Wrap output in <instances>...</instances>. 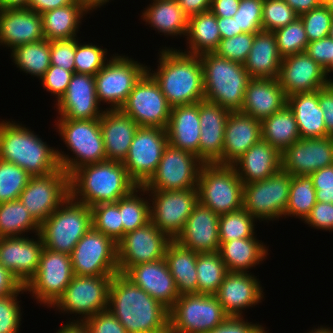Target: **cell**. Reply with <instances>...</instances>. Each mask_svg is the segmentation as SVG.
Listing matches in <instances>:
<instances>
[{"label": "cell", "instance_id": "obj_1", "mask_svg": "<svg viewBox=\"0 0 333 333\" xmlns=\"http://www.w3.org/2000/svg\"><path fill=\"white\" fill-rule=\"evenodd\" d=\"M108 309L127 333L169 332V309L123 273L118 272L112 277Z\"/></svg>", "mask_w": 333, "mask_h": 333}, {"label": "cell", "instance_id": "obj_2", "mask_svg": "<svg viewBox=\"0 0 333 333\" xmlns=\"http://www.w3.org/2000/svg\"><path fill=\"white\" fill-rule=\"evenodd\" d=\"M163 48V49H162ZM158 53V68L147 72L159 84L171 107L204 100L203 69L199 55L181 49L162 47Z\"/></svg>", "mask_w": 333, "mask_h": 333}, {"label": "cell", "instance_id": "obj_3", "mask_svg": "<svg viewBox=\"0 0 333 333\" xmlns=\"http://www.w3.org/2000/svg\"><path fill=\"white\" fill-rule=\"evenodd\" d=\"M136 187L123 163L117 161L87 164L70 175V196L89 207L117 202Z\"/></svg>", "mask_w": 333, "mask_h": 333}, {"label": "cell", "instance_id": "obj_4", "mask_svg": "<svg viewBox=\"0 0 333 333\" xmlns=\"http://www.w3.org/2000/svg\"><path fill=\"white\" fill-rule=\"evenodd\" d=\"M43 141L20 122L0 121V160L18 165L31 176H43L60 169L57 148Z\"/></svg>", "mask_w": 333, "mask_h": 333}, {"label": "cell", "instance_id": "obj_5", "mask_svg": "<svg viewBox=\"0 0 333 333\" xmlns=\"http://www.w3.org/2000/svg\"><path fill=\"white\" fill-rule=\"evenodd\" d=\"M204 100L230 111H240L251 79L244 64L227 60L214 52L200 54Z\"/></svg>", "mask_w": 333, "mask_h": 333}, {"label": "cell", "instance_id": "obj_6", "mask_svg": "<svg viewBox=\"0 0 333 333\" xmlns=\"http://www.w3.org/2000/svg\"><path fill=\"white\" fill-rule=\"evenodd\" d=\"M55 129L67 150L69 156L62 149L57 148L60 168L69 176L79 167L107 160L105 153L100 119L72 120L56 119Z\"/></svg>", "mask_w": 333, "mask_h": 333}, {"label": "cell", "instance_id": "obj_7", "mask_svg": "<svg viewBox=\"0 0 333 333\" xmlns=\"http://www.w3.org/2000/svg\"><path fill=\"white\" fill-rule=\"evenodd\" d=\"M91 227V208L69 196L40 224L39 235L45 248L70 255Z\"/></svg>", "mask_w": 333, "mask_h": 333}, {"label": "cell", "instance_id": "obj_8", "mask_svg": "<svg viewBox=\"0 0 333 333\" xmlns=\"http://www.w3.org/2000/svg\"><path fill=\"white\" fill-rule=\"evenodd\" d=\"M244 184L232 165L203 164L198 177V201L221 215L243 208Z\"/></svg>", "mask_w": 333, "mask_h": 333}, {"label": "cell", "instance_id": "obj_9", "mask_svg": "<svg viewBox=\"0 0 333 333\" xmlns=\"http://www.w3.org/2000/svg\"><path fill=\"white\" fill-rule=\"evenodd\" d=\"M228 317L215 295H179L169 309V332L208 333Z\"/></svg>", "mask_w": 333, "mask_h": 333}, {"label": "cell", "instance_id": "obj_10", "mask_svg": "<svg viewBox=\"0 0 333 333\" xmlns=\"http://www.w3.org/2000/svg\"><path fill=\"white\" fill-rule=\"evenodd\" d=\"M114 275L77 276L51 307L63 314H74L71 321L84 322L108 308L109 288ZM81 315V316H80Z\"/></svg>", "mask_w": 333, "mask_h": 333}, {"label": "cell", "instance_id": "obj_11", "mask_svg": "<svg viewBox=\"0 0 333 333\" xmlns=\"http://www.w3.org/2000/svg\"><path fill=\"white\" fill-rule=\"evenodd\" d=\"M147 67L129 56L113 54L94 76L98 102L110 104L109 109H120Z\"/></svg>", "mask_w": 333, "mask_h": 333}, {"label": "cell", "instance_id": "obj_12", "mask_svg": "<svg viewBox=\"0 0 333 333\" xmlns=\"http://www.w3.org/2000/svg\"><path fill=\"white\" fill-rule=\"evenodd\" d=\"M291 177L289 172L280 168L264 180L244 184L243 208L260 222H273L284 217Z\"/></svg>", "mask_w": 333, "mask_h": 333}, {"label": "cell", "instance_id": "obj_13", "mask_svg": "<svg viewBox=\"0 0 333 333\" xmlns=\"http://www.w3.org/2000/svg\"><path fill=\"white\" fill-rule=\"evenodd\" d=\"M73 277L70 255L44 247L38 270L25 289L31 293L36 303L51 309Z\"/></svg>", "mask_w": 333, "mask_h": 333}, {"label": "cell", "instance_id": "obj_14", "mask_svg": "<svg viewBox=\"0 0 333 333\" xmlns=\"http://www.w3.org/2000/svg\"><path fill=\"white\" fill-rule=\"evenodd\" d=\"M74 275H115L119 272L117 243L93 227L78 241L70 254Z\"/></svg>", "mask_w": 333, "mask_h": 333}, {"label": "cell", "instance_id": "obj_15", "mask_svg": "<svg viewBox=\"0 0 333 333\" xmlns=\"http://www.w3.org/2000/svg\"><path fill=\"white\" fill-rule=\"evenodd\" d=\"M203 164L195 154L168 143L155 174L143 187L159 191L197 188Z\"/></svg>", "mask_w": 333, "mask_h": 333}, {"label": "cell", "instance_id": "obj_16", "mask_svg": "<svg viewBox=\"0 0 333 333\" xmlns=\"http://www.w3.org/2000/svg\"><path fill=\"white\" fill-rule=\"evenodd\" d=\"M168 144L166 129L139 127L134 135L125 160L122 162L129 177L144 186L155 174Z\"/></svg>", "mask_w": 333, "mask_h": 333}, {"label": "cell", "instance_id": "obj_17", "mask_svg": "<svg viewBox=\"0 0 333 333\" xmlns=\"http://www.w3.org/2000/svg\"><path fill=\"white\" fill-rule=\"evenodd\" d=\"M151 222L171 239L183 230L198 201L197 188L174 191L147 190Z\"/></svg>", "mask_w": 333, "mask_h": 333}, {"label": "cell", "instance_id": "obj_18", "mask_svg": "<svg viewBox=\"0 0 333 333\" xmlns=\"http://www.w3.org/2000/svg\"><path fill=\"white\" fill-rule=\"evenodd\" d=\"M70 196V176L62 169L32 176L19 200L33 218L43 223Z\"/></svg>", "mask_w": 333, "mask_h": 333}, {"label": "cell", "instance_id": "obj_19", "mask_svg": "<svg viewBox=\"0 0 333 333\" xmlns=\"http://www.w3.org/2000/svg\"><path fill=\"white\" fill-rule=\"evenodd\" d=\"M120 109L139 127L164 129L167 127L171 112V106L161 92L159 84L148 72L135 84Z\"/></svg>", "mask_w": 333, "mask_h": 333}, {"label": "cell", "instance_id": "obj_20", "mask_svg": "<svg viewBox=\"0 0 333 333\" xmlns=\"http://www.w3.org/2000/svg\"><path fill=\"white\" fill-rule=\"evenodd\" d=\"M172 239L151 221L126 233L117 242V260L120 273L140 263L163 259Z\"/></svg>", "mask_w": 333, "mask_h": 333}, {"label": "cell", "instance_id": "obj_21", "mask_svg": "<svg viewBox=\"0 0 333 333\" xmlns=\"http://www.w3.org/2000/svg\"><path fill=\"white\" fill-rule=\"evenodd\" d=\"M333 164V136L300 138L281 153V168L292 176H310Z\"/></svg>", "mask_w": 333, "mask_h": 333}, {"label": "cell", "instance_id": "obj_22", "mask_svg": "<svg viewBox=\"0 0 333 333\" xmlns=\"http://www.w3.org/2000/svg\"><path fill=\"white\" fill-rule=\"evenodd\" d=\"M27 236L0 238V264L24 287L35 276L44 248L39 234Z\"/></svg>", "mask_w": 333, "mask_h": 333}, {"label": "cell", "instance_id": "obj_23", "mask_svg": "<svg viewBox=\"0 0 333 333\" xmlns=\"http://www.w3.org/2000/svg\"><path fill=\"white\" fill-rule=\"evenodd\" d=\"M96 94L95 78L89 74L74 73L64 96L55 103L57 119H100L105 111Z\"/></svg>", "mask_w": 333, "mask_h": 333}, {"label": "cell", "instance_id": "obj_24", "mask_svg": "<svg viewBox=\"0 0 333 333\" xmlns=\"http://www.w3.org/2000/svg\"><path fill=\"white\" fill-rule=\"evenodd\" d=\"M251 273L228 272L218 288L215 297L229 317H243L246 308L264 299L261 281Z\"/></svg>", "mask_w": 333, "mask_h": 333}, {"label": "cell", "instance_id": "obj_25", "mask_svg": "<svg viewBox=\"0 0 333 333\" xmlns=\"http://www.w3.org/2000/svg\"><path fill=\"white\" fill-rule=\"evenodd\" d=\"M277 80L286 97L316 91L330 83L325 69L305 52L284 57Z\"/></svg>", "mask_w": 333, "mask_h": 333}, {"label": "cell", "instance_id": "obj_26", "mask_svg": "<svg viewBox=\"0 0 333 333\" xmlns=\"http://www.w3.org/2000/svg\"><path fill=\"white\" fill-rule=\"evenodd\" d=\"M230 112L210 101H199V159L204 164L222 165L224 133Z\"/></svg>", "mask_w": 333, "mask_h": 333}, {"label": "cell", "instance_id": "obj_27", "mask_svg": "<svg viewBox=\"0 0 333 333\" xmlns=\"http://www.w3.org/2000/svg\"><path fill=\"white\" fill-rule=\"evenodd\" d=\"M219 216L198 202L174 240L197 253L218 252Z\"/></svg>", "mask_w": 333, "mask_h": 333}, {"label": "cell", "instance_id": "obj_28", "mask_svg": "<svg viewBox=\"0 0 333 333\" xmlns=\"http://www.w3.org/2000/svg\"><path fill=\"white\" fill-rule=\"evenodd\" d=\"M123 274L168 309L179 297L175 280L164 258L129 267Z\"/></svg>", "mask_w": 333, "mask_h": 333}, {"label": "cell", "instance_id": "obj_29", "mask_svg": "<svg viewBox=\"0 0 333 333\" xmlns=\"http://www.w3.org/2000/svg\"><path fill=\"white\" fill-rule=\"evenodd\" d=\"M43 39L42 17L38 12L28 8L0 9L1 46L11 51L16 46Z\"/></svg>", "mask_w": 333, "mask_h": 333}, {"label": "cell", "instance_id": "obj_30", "mask_svg": "<svg viewBox=\"0 0 333 333\" xmlns=\"http://www.w3.org/2000/svg\"><path fill=\"white\" fill-rule=\"evenodd\" d=\"M104 109L100 128L107 160L123 162L139 125L121 109Z\"/></svg>", "mask_w": 333, "mask_h": 333}, {"label": "cell", "instance_id": "obj_31", "mask_svg": "<svg viewBox=\"0 0 333 333\" xmlns=\"http://www.w3.org/2000/svg\"><path fill=\"white\" fill-rule=\"evenodd\" d=\"M261 139V121L240 111H231L225 127L222 165H232Z\"/></svg>", "mask_w": 333, "mask_h": 333}, {"label": "cell", "instance_id": "obj_32", "mask_svg": "<svg viewBox=\"0 0 333 333\" xmlns=\"http://www.w3.org/2000/svg\"><path fill=\"white\" fill-rule=\"evenodd\" d=\"M286 104L287 97L276 78H251L240 112L262 121L281 110Z\"/></svg>", "mask_w": 333, "mask_h": 333}, {"label": "cell", "instance_id": "obj_33", "mask_svg": "<svg viewBox=\"0 0 333 333\" xmlns=\"http://www.w3.org/2000/svg\"><path fill=\"white\" fill-rule=\"evenodd\" d=\"M199 102L171 107L166 127L168 143L199 158Z\"/></svg>", "mask_w": 333, "mask_h": 333}, {"label": "cell", "instance_id": "obj_34", "mask_svg": "<svg viewBox=\"0 0 333 333\" xmlns=\"http://www.w3.org/2000/svg\"><path fill=\"white\" fill-rule=\"evenodd\" d=\"M232 166L243 184L264 180L281 168V153L261 139L251 146Z\"/></svg>", "mask_w": 333, "mask_h": 333}, {"label": "cell", "instance_id": "obj_35", "mask_svg": "<svg viewBox=\"0 0 333 333\" xmlns=\"http://www.w3.org/2000/svg\"><path fill=\"white\" fill-rule=\"evenodd\" d=\"M282 60L275 34L261 30L255 34L244 67L251 78L277 79Z\"/></svg>", "mask_w": 333, "mask_h": 333}, {"label": "cell", "instance_id": "obj_36", "mask_svg": "<svg viewBox=\"0 0 333 333\" xmlns=\"http://www.w3.org/2000/svg\"><path fill=\"white\" fill-rule=\"evenodd\" d=\"M218 253L228 272L239 273H250L248 269L255 268L256 265L264 262L269 255L268 247L262 240H258L256 235L220 242Z\"/></svg>", "mask_w": 333, "mask_h": 333}, {"label": "cell", "instance_id": "obj_37", "mask_svg": "<svg viewBox=\"0 0 333 333\" xmlns=\"http://www.w3.org/2000/svg\"><path fill=\"white\" fill-rule=\"evenodd\" d=\"M287 105L294 114L300 138L326 137L319 90L293 94L287 97Z\"/></svg>", "mask_w": 333, "mask_h": 333}, {"label": "cell", "instance_id": "obj_38", "mask_svg": "<svg viewBox=\"0 0 333 333\" xmlns=\"http://www.w3.org/2000/svg\"><path fill=\"white\" fill-rule=\"evenodd\" d=\"M151 4L144 8L142 15L145 24L160 35L174 38L185 37L188 29V16L180 8L177 0H151Z\"/></svg>", "mask_w": 333, "mask_h": 333}, {"label": "cell", "instance_id": "obj_39", "mask_svg": "<svg viewBox=\"0 0 333 333\" xmlns=\"http://www.w3.org/2000/svg\"><path fill=\"white\" fill-rule=\"evenodd\" d=\"M164 259L173 276L179 295L197 294V252L172 239Z\"/></svg>", "mask_w": 333, "mask_h": 333}, {"label": "cell", "instance_id": "obj_40", "mask_svg": "<svg viewBox=\"0 0 333 333\" xmlns=\"http://www.w3.org/2000/svg\"><path fill=\"white\" fill-rule=\"evenodd\" d=\"M89 14L76 0L64 7L46 11L41 15L44 38L48 41L77 37L82 20Z\"/></svg>", "mask_w": 333, "mask_h": 333}, {"label": "cell", "instance_id": "obj_41", "mask_svg": "<svg viewBox=\"0 0 333 333\" xmlns=\"http://www.w3.org/2000/svg\"><path fill=\"white\" fill-rule=\"evenodd\" d=\"M185 38L188 46L181 50L184 53L200 55L214 52L221 41L217 17L210 10L190 16Z\"/></svg>", "mask_w": 333, "mask_h": 333}, {"label": "cell", "instance_id": "obj_42", "mask_svg": "<svg viewBox=\"0 0 333 333\" xmlns=\"http://www.w3.org/2000/svg\"><path fill=\"white\" fill-rule=\"evenodd\" d=\"M262 139L280 153L300 140L297 122L286 104L281 110L261 121Z\"/></svg>", "mask_w": 333, "mask_h": 333}, {"label": "cell", "instance_id": "obj_43", "mask_svg": "<svg viewBox=\"0 0 333 333\" xmlns=\"http://www.w3.org/2000/svg\"><path fill=\"white\" fill-rule=\"evenodd\" d=\"M39 230L40 224L19 199L0 203V238L24 236L28 232L37 235Z\"/></svg>", "mask_w": 333, "mask_h": 333}, {"label": "cell", "instance_id": "obj_44", "mask_svg": "<svg viewBox=\"0 0 333 333\" xmlns=\"http://www.w3.org/2000/svg\"><path fill=\"white\" fill-rule=\"evenodd\" d=\"M12 62L31 76L40 79L50 67V41L43 39L34 43L16 46L10 51Z\"/></svg>", "mask_w": 333, "mask_h": 333}, {"label": "cell", "instance_id": "obj_45", "mask_svg": "<svg viewBox=\"0 0 333 333\" xmlns=\"http://www.w3.org/2000/svg\"><path fill=\"white\" fill-rule=\"evenodd\" d=\"M147 197V190L143 186H138L127 196L118 200L121 222L123 223V236L151 221V204L150 201H148L150 200L149 197Z\"/></svg>", "mask_w": 333, "mask_h": 333}, {"label": "cell", "instance_id": "obj_46", "mask_svg": "<svg viewBox=\"0 0 333 333\" xmlns=\"http://www.w3.org/2000/svg\"><path fill=\"white\" fill-rule=\"evenodd\" d=\"M197 294L215 295L228 270L218 252L197 253Z\"/></svg>", "mask_w": 333, "mask_h": 333}, {"label": "cell", "instance_id": "obj_47", "mask_svg": "<svg viewBox=\"0 0 333 333\" xmlns=\"http://www.w3.org/2000/svg\"><path fill=\"white\" fill-rule=\"evenodd\" d=\"M315 204L316 190L310 176H292L284 219L294 217L304 221Z\"/></svg>", "mask_w": 333, "mask_h": 333}, {"label": "cell", "instance_id": "obj_48", "mask_svg": "<svg viewBox=\"0 0 333 333\" xmlns=\"http://www.w3.org/2000/svg\"><path fill=\"white\" fill-rule=\"evenodd\" d=\"M255 221L244 208L240 210L221 214L219 216V239L220 242L249 238L255 236Z\"/></svg>", "mask_w": 333, "mask_h": 333}, {"label": "cell", "instance_id": "obj_49", "mask_svg": "<svg viewBox=\"0 0 333 333\" xmlns=\"http://www.w3.org/2000/svg\"><path fill=\"white\" fill-rule=\"evenodd\" d=\"M90 208L92 213V227L109 236L117 243L123 237V223L121 222L118 201L102 203Z\"/></svg>", "mask_w": 333, "mask_h": 333}, {"label": "cell", "instance_id": "obj_50", "mask_svg": "<svg viewBox=\"0 0 333 333\" xmlns=\"http://www.w3.org/2000/svg\"><path fill=\"white\" fill-rule=\"evenodd\" d=\"M31 177L18 165L0 160V203L18 200Z\"/></svg>", "mask_w": 333, "mask_h": 333}, {"label": "cell", "instance_id": "obj_51", "mask_svg": "<svg viewBox=\"0 0 333 333\" xmlns=\"http://www.w3.org/2000/svg\"><path fill=\"white\" fill-rule=\"evenodd\" d=\"M282 58L305 52L309 43L303 22L300 17L285 27L273 32Z\"/></svg>", "mask_w": 333, "mask_h": 333}, {"label": "cell", "instance_id": "obj_52", "mask_svg": "<svg viewBox=\"0 0 333 333\" xmlns=\"http://www.w3.org/2000/svg\"><path fill=\"white\" fill-rule=\"evenodd\" d=\"M78 38L76 37V53L74 57L75 72L95 76L110 59L109 55H107L108 50L93 43H81Z\"/></svg>", "mask_w": 333, "mask_h": 333}, {"label": "cell", "instance_id": "obj_53", "mask_svg": "<svg viewBox=\"0 0 333 333\" xmlns=\"http://www.w3.org/2000/svg\"><path fill=\"white\" fill-rule=\"evenodd\" d=\"M299 16L284 0H264L262 29L274 32L293 22Z\"/></svg>", "mask_w": 333, "mask_h": 333}, {"label": "cell", "instance_id": "obj_54", "mask_svg": "<svg viewBox=\"0 0 333 333\" xmlns=\"http://www.w3.org/2000/svg\"><path fill=\"white\" fill-rule=\"evenodd\" d=\"M264 0H240L239 8L233 16L237 24V35L256 34L262 29V9Z\"/></svg>", "mask_w": 333, "mask_h": 333}, {"label": "cell", "instance_id": "obj_55", "mask_svg": "<svg viewBox=\"0 0 333 333\" xmlns=\"http://www.w3.org/2000/svg\"><path fill=\"white\" fill-rule=\"evenodd\" d=\"M299 17L309 42L329 36L333 13L324 3Z\"/></svg>", "mask_w": 333, "mask_h": 333}, {"label": "cell", "instance_id": "obj_56", "mask_svg": "<svg viewBox=\"0 0 333 333\" xmlns=\"http://www.w3.org/2000/svg\"><path fill=\"white\" fill-rule=\"evenodd\" d=\"M254 38L255 34L253 33H242L232 38L221 39L214 53L227 60L244 64L252 48Z\"/></svg>", "mask_w": 333, "mask_h": 333}, {"label": "cell", "instance_id": "obj_57", "mask_svg": "<svg viewBox=\"0 0 333 333\" xmlns=\"http://www.w3.org/2000/svg\"><path fill=\"white\" fill-rule=\"evenodd\" d=\"M25 292L27 293L23 287L18 293L0 297V333H19L22 307L18 296Z\"/></svg>", "mask_w": 333, "mask_h": 333}, {"label": "cell", "instance_id": "obj_58", "mask_svg": "<svg viewBox=\"0 0 333 333\" xmlns=\"http://www.w3.org/2000/svg\"><path fill=\"white\" fill-rule=\"evenodd\" d=\"M74 73L65 70L61 67L50 65L45 74L39 79L41 81V86L55 96V102L58 103L59 100L64 96L67 91L68 85L71 81L72 75Z\"/></svg>", "mask_w": 333, "mask_h": 333}, {"label": "cell", "instance_id": "obj_59", "mask_svg": "<svg viewBox=\"0 0 333 333\" xmlns=\"http://www.w3.org/2000/svg\"><path fill=\"white\" fill-rule=\"evenodd\" d=\"M76 38L50 41V63L75 73Z\"/></svg>", "mask_w": 333, "mask_h": 333}, {"label": "cell", "instance_id": "obj_60", "mask_svg": "<svg viewBox=\"0 0 333 333\" xmlns=\"http://www.w3.org/2000/svg\"><path fill=\"white\" fill-rule=\"evenodd\" d=\"M84 323L90 333H127L122 323L108 308L87 318Z\"/></svg>", "mask_w": 333, "mask_h": 333}, {"label": "cell", "instance_id": "obj_61", "mask_svg": "<svg viewBox=\"0 0 333 333\" xmlns=\"http://www.w3.org/2000/svg\"><path fill=\"white\" fill-rule=\"evenodd\" d=\"M316 190V202L333 204V164L310 175Z\"/></svg>", "mask_w": 333, "mask_h": 333}, {"label": "cell", "instance_id": "obj_62", "mask_svg": "<svg viewBox=\"0 0 333 333\" xmlns=\"http://www.w3.org/2000/svg\"><path fill=\"white\" fill-rule=\"evenodd\" d=\"M304 223L315 229L333 231V204L316 202L311 209L310 214L304 220Z\"/></svg>", "mask_w": 333, "mask_h": 333}, {"label": "cell", "instance_id": "obj_63", "mask_svg": "<svg viewBox=\"0 0 333 333\" xmlns=\"http://www.w3.org/2000/svg\"><path fill=\"white\" fill-rule=\"evenodd\" d=\"M305 53L326 69L333 60V39L329 36L309 42Z\"/></svg>", "mask_w": 333, "mask_h": 333}, {"label": "cell", "instance_id": "obj_64", "mask_svg": "<svg viewBox=\"0 0 333 333\" xmlns=\"http://www.w3.org/2000/svg\"><path fill=\"white\" fill-rule=\"evenodd\" d=\"M265 328L262 324L248 322L243 317H228L221 325L208 333H269Z\"/></svg>", "mask_w": 333, "mask_h": 333}, {"label": "cell", "instance_id": "obj_65", "mask_svg": "<svg viewBox=\"0 0 333 333\" xmlns=\"http://www.w3.org/2000/svg\"><path fill=\"white\" fill-rule=\"evenodd\" d=\"M319 105L324 112L326 136H333V82L319 89Z\"/></svg>", "mask_w": 333, "mask_h": 333}, {"label": "cell", "instance_id": "obj_66", "mask_svg": "<svg viewBox=\"0 0 333 333\" xmlns=\"http://www.w3.org/2000/svg\"><path fill=\"white\" fill-rule=\"evenodd\" d=\"M24 286L0 264V297L20 292Z\"/></svg>", "mask_w": 333, "mask_h": 333}, {"label": "cell", "instance_id": "obj_67", "mask_svg": "<svg viewBox=\"0 0 333 333\" xmlns=\"http://www.w3.org/2000/svg\"><path fill=\"white\" fill-rule=\"evenodd\" d=\"M240 5V0H211L210 11L216 17H233Z\"/></svg>", "mask_w": 333, "mask_h": 333}, {"label": "cell", "instance_id": "obj_68", "mask_svg": "<svg viewBox=\"0 0 333 333\" xmlns=\"http://www.w3.org/2000/svg\"><path fill=\"white\" fill-rule=\"evenodd\" d=\"M76 0H29L28 9L42 14L46 11L64 7Z\"/></svg>", "mask_w": 333, "mask_h": 333}, {"label": "cell", "instance_id": "obj_69", "mask_svg": "<svg viewBox=\"0 0 333 333\" xmlns=\"http://www.w3.org/2000/svg\"><path fill=\"white\" fill-rule=\"evenodd\" d=\"M177 2L188 17L209 11L211 7V0H177Z\"/></svg>", "mask_w": 333, "mask_h": 333}, {"label": "cell", "instance_id": "obj_70", "mask_svg": "<svg viewBox=\"0 0 333 333\" xmlns=\"http://www.w3.org/2000/svg\"><path fill=\"white\" fill-rule=\"evenodd\" d=\"M300 16L312 9L319 7L321 0H284Z\"/></svg>", "mask_w": 333, "mask_h": 333}, {"label": "cell", "instance_id": "obj_71", "mask_svg": "<svg viewBox=\"0 0 333 333\" xmlns=\"http://www.w3.org/2000/svg\"><path fill=\"white\" fill-rule=\"evenodd\" d=\"M217 23L221 33V39L232 38L237 35V24L233 17H217Z\"/></svg>", "mask_w": 333, "mask_h": 333}, {"label": "cell", "instance_id": "obj_72", "mask_svg": "<svg viewBox=\"0 0 333 333\" xmlns=\"http://www.w3.org/2000/svg\"><path fill=\"white\" fill-rule=\"evenodd\" d=\"M56 333H90L88 327L84 322L67 321L63 324Z\"/></svg>", "mask_w": 333, "mask_h": 333}, {"label": "cell", "instance_id": "obj_73", "mask_svg": "<svg viewBox=\"0 0 333 333\" xmlns=\"http://www.w3.org/2000/svg\"><path fill=\"white\" fill-rule=\"evenodd\" d=\"M29 0H0V9H26Z\"/></svg>", "mask_w": 333, "mask_h": 333}, {"label": "cell", "instance_id": "obj_74", "mask_svg": "<svg viewBox=\"0 0 333 333\" xmlns=\"http://www.w3.org/2000/svg\"><path fill=\"white\" fill-rule=\"evenodd\" d=\"M80 5L90 14L93 11L106 5L111 0H77Z\"/></svg>", "mask_w": 333, "mask_h": 333}, {"label": "cell", "instance_id": "obj_75", "mask_svg": "<svg viewBox=\"0 0 333 333\" xmlns=\"http://www.w3.org/2000/svg\"><path fill=\"white\" fill-rule=\"evenodd\" d=\"M307 333H333V329L328 326L325 327V326L321 325L320 327L318 326L317 328L315 327V328L311 329Z\"/></svg>", "mask_w": 333, "mask_h": 333}, {"label": "cell", "instance_id": "obj_76", "mask_svg": "<svg viewBox=\"0 0 333 333\" xmlns=\"http://www.w3.org/2000/svg\"><path fill=\"white\" fill-rule=\"evenodd\" d=\"M333 73V60L332 63L325 69L326 76L330 82H333V79H331L330 73ZM329 76V77H328Z\"/></svg>", "mask_w": 333, "mask_h": 333}, {"label": "cell", "instance_id": "obj_77", "mask_svg": "<svg viewBox=\"0 0 333 333\" xmlns=\"http://www.w3.org/2000/svg\"><path fill=\"white\" fill-rule=\"evenodd\" d=\"M324 4L330 9V11L333 13V0H325Z\"/></svg>", "mask_w": 333, "mask_h": 333}, {"label": "cell", "instance_id": "obj_78", "mask_svg": "<svg viewBox=\"0 0 333 333\" xmlns=\"http://www.w3.org/2000/svg\"><path fill=\"white\" fill-rule=\"evenodd\" d=\"M329 37L333 39V19H332V22H331Z\"/></svg>", "mask_w": 333, "mask_h": 333}]
</instances>
